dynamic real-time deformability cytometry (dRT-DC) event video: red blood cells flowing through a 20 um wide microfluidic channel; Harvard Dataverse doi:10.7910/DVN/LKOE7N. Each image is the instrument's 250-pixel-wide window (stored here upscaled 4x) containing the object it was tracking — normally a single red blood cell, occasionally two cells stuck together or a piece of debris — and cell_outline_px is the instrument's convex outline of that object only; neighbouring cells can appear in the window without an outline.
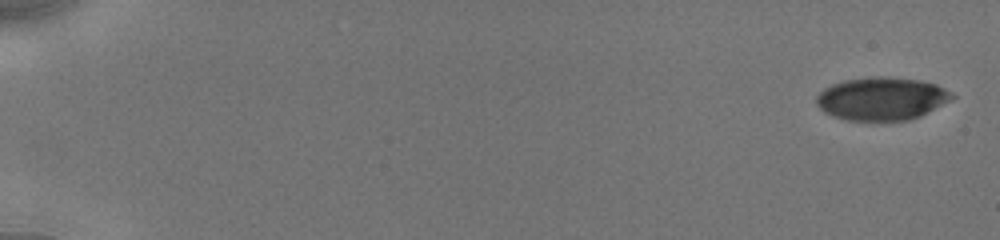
{"species": "human", "species_latin": "Homo sapiens", "temperature_condition": "cold", "stored_images_in_passage": 11, "camera_frame_rate_fps": 3000, "um_per_image_px": 0.085, "donor": {"sex": "male"}, "frame": {"image": 1, "passage_image": 1, "time_ms": 0.0, "image_size_px": [1000, 240], "cell_outline_px": [[956, 96], [952, 100], [920, 116], [908, 120], [848, 120], [832, 116], [824, 112], [816, 104], [816, 96], [824, 88], [832, 84], [844, 80], [876, 76], [888, 76], [920, 80], [936, 84], [952, 92]], "centroid_in_image_um": [74.96, 8.38], "position_along_channel_um": 10.0, "area_um2": 34.1}}
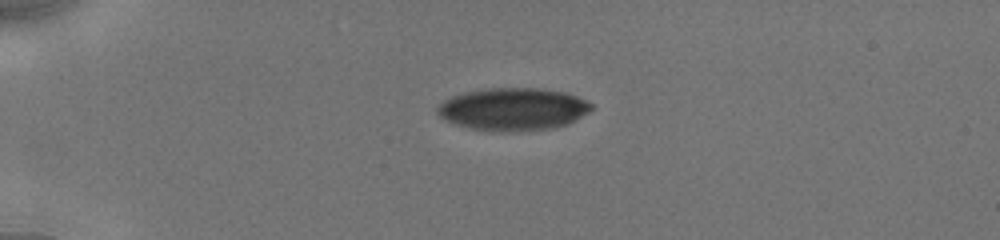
{"frame": {"image": 2, "passage_image": 7, "time_ms": 4.333, "image_size_px": [1000, 240], "cell_outline_px": [[592, 108], [588, 112], [564, 124], [552, 128], [508, 132], [472, 128], [456, 124], [444, 120], [436, 112], [436, 108], [444, 100], [452, 96], [464, 92], [488, 88], [536, 88], [564, 92], [576, 96], [592, 104]], "centroid_in_image_um": [43.56, 9.27], "position_along_channel_um": 41.4, "area_um2": 37.69}}
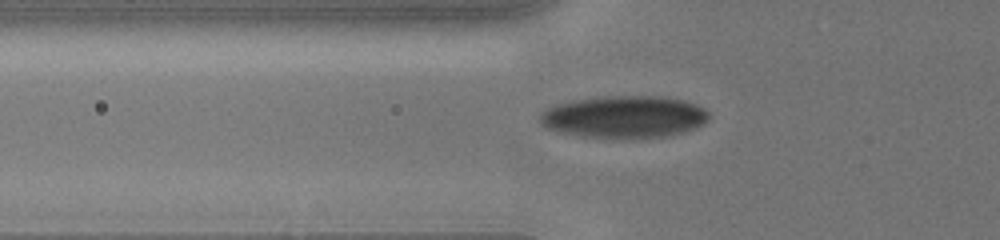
{"frame": {"image": 3, "passage_image": 10, "time_ms": 6.333, "image_size_px": [1000, 240], "cell_outline_px": [[708, 120], [704, 124], [696, 128], [684, 132], [668, 136], [624, 140], [580, 136], [560, 132], [548, 128], [540, 124], [536, 120], [536, 116], [540, 112], [556, 104], [572, 100], [604, 96], [664, 96], [684, 100], [696, 104], [704, 108], [708, 112]], "centroid_in_image_um": [53.03, 9.95], "position_along_channel_um": 72.8, "area_um2": 42.6}}